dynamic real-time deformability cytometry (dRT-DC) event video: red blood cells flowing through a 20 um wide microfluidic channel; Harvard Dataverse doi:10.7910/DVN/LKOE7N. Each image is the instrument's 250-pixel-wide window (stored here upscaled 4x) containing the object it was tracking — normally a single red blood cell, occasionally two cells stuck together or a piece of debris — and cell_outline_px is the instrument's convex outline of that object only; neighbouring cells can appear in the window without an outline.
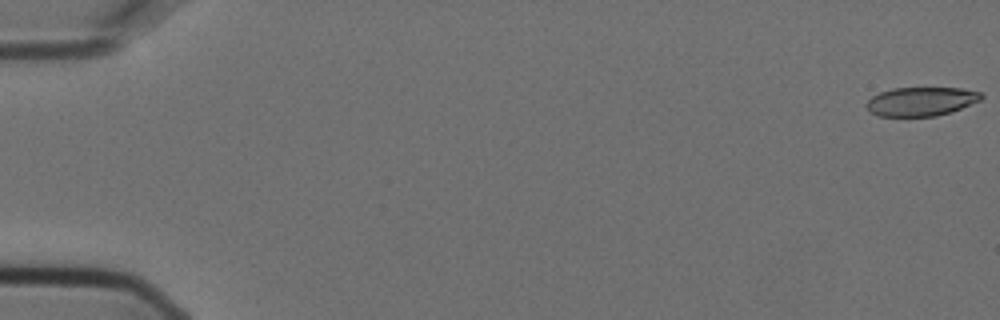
{"species": "Egyptian fruit bat (a non-hibernating species)", "species_latin": "Rousettus aegyptiacus", "temperature_condition": "cold", "stored_images_in_passage": 2, "camera_frame_rate_fps": 3000, "um_per_image_px": 0.085, "animal": {"sex": "female"}, "frame": {"image": 1, "passage_image": 1, "time_ms": 0.0, "image_size_px": [1000, 320], "cell_outline_px": [[984, 96], [980, 100], [952, 112], [936, 116], [876, 116], [864, 104], [872, 96], [880, 92], [892, 88], [960, 88], [980, 92]], "centroid_in_image_um": [78.28, 8.62], "position_along_channel_um": 6.7, "area_um2": 19.31}}